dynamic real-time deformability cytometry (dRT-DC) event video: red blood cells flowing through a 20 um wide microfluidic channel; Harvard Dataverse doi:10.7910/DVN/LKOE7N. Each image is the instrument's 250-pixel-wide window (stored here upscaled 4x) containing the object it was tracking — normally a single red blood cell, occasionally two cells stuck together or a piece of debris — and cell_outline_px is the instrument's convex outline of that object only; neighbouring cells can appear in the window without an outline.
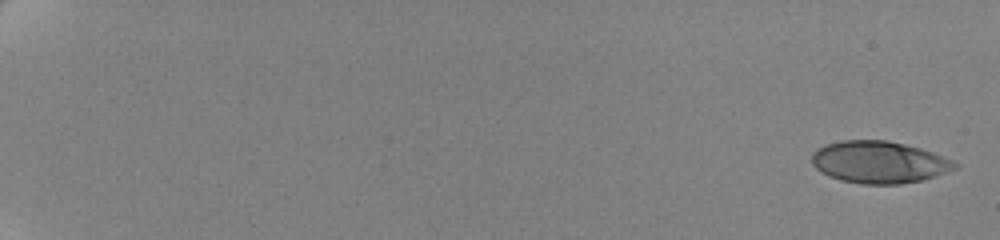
{"species": "human", "species_latin": "Homo sapiens", "temperature_condition": "cold", "stored_images_in_passage": 20, "camera_frame_rate_fps": 3000, "um_per_image_px": 0.085, "donor": {"sex": "female"}, "frame": {"image": 1, "passage_image": 1, "time_ms": 0.0, "image_size_px": [1000, 240], "cell_outline_px": [[956, 168], [936, 176], [920, 180], [900, 184], [860, 184], [840, 180], [828, 176], [816, 168], [812, 164], [812, 152], [816, 148], [840, 140], [888, 140], [920, 148], [932, 152], [952, 160], [956, 164]], "centroid_in_image_um": [74.68, 13.78], "position_along_channel_um": 10.3, "area_um2": 34.97}}
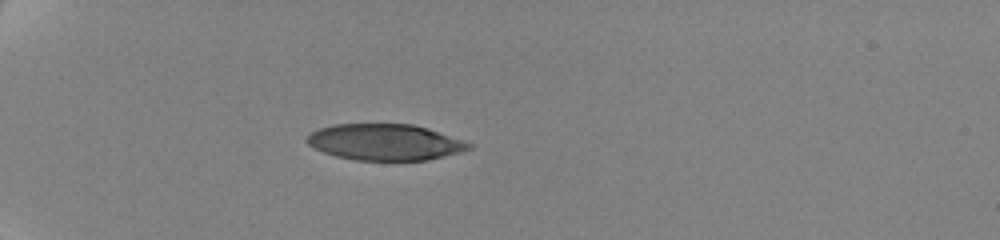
{"frame": {"image": 2, "passage_image": 15, "time_ms": 6.333, "image_size_px": [1000, 240], "cell_outline_px": [[472, 148], [444, 156], [424, 160], [352, 160], [336, 156], [324, 152], [308, 144], [304, 140], [312, 132], [320, 128], [332, 124], [412, 124], [428, 128], [472, 144]], "centroid_in_image_um": [32.69, 12.08], "position_along_channel_um": 52.3, "area_um2": 33.87}}
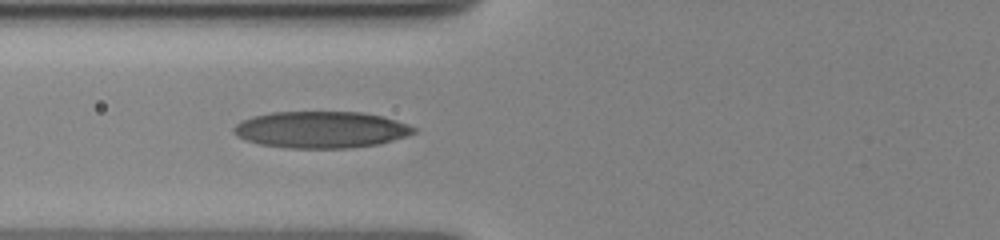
{"frame": {"image": 3, "passage_image": 20, "time_ms": 8.667, "image_size_px": [1000, 240], "cell_outline_px": [[416, 132], [408, 136], [380, 144], [348, 148], [284, 148], [260, 144], [244, 140], [236, 136], [232, 132], [232, 128], [240, 120], [252, 116], [272, 112], [360, 112], [380, 116], [396, 120], [408, 124], [416, 128]], "centroid_in_image_um": [27.25, 11.03], "position_along_channel_um": 98.5, "area_um2": 38.78}}